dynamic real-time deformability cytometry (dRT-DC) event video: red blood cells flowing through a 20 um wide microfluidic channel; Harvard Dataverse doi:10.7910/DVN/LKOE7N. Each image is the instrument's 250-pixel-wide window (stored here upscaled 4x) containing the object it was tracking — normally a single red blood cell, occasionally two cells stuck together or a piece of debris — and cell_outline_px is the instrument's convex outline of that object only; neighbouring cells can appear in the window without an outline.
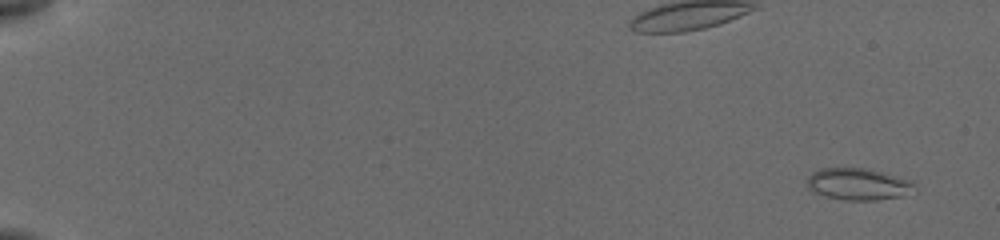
{"species": "common noctule bat (a hibernating species)", "species_latin": "Nyctalus noctula", "temperature_condition": "cold", "stored_images_in_passage": 19, "camera_frame_rate_fps": 3000, "um_per_image_px": 0.085, "animal": {"sex": "female", "body_mass_g": 19.5, "forearm_length_mm": 54.1}, "frame": {"image": 1, "passage_image": 4, "time_ms": 1.0, "image_size_px": [1000, 240], "cell_outline_px": [[912, 184], [900, 196], [876, 200], [844, 200], [812, 192], [808, 188], [808, 176], [812, 172], [820, 168], [868, 168], [912, 180]], "centroid_in_image_um": [72.84, 15.63], "position_along_channel_um": 12.2, "area_um2": 19.42}}